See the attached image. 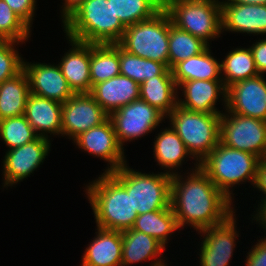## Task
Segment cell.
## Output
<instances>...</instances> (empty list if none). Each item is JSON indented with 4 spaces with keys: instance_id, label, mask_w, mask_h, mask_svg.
Listing matches in <instances>:
<instances>
[{
    "instance_id": "8",
    "label": "cell",
    "mask_w": 266,
    "mask_h": 266,
    "mask_svg": "<svg viewBox=\"0 0 266 266\" xmlns=\"http://www.w3.org/2000/svg\"><path fill=\"white\" fill-rule=\"evenodd\" d=\"M169 14L162 8L152 18L126 27L117 43L130 54L168 67Z\"/></svg>"
},
{
    "instance_id": "31",
    "label": "cell",
    "mask_w": 266,
    "mask_h": 266,
    "mask_svg": "<svg viewBox=\"0 0 266 266\" xmlns=\"http://www.w3.org/2000/svg\"><path fill=\"white\" fill-rule=\"evenodd\" d=\"M208 46L202 39L177 28L169 16L168 68L203 52Z\"/></svg>"
},
{
    "instance_id": "21",
    "label": "cell",
    "mask_w": 266,
    "mask_h": 266,
    "mask_svg": "<svg viewBox=\"0 0 266 266\" xmlns=\"http://www.w3.org/2000/svg\"><path fill=\"white\" fill-rule=\"evenodd\" d=\"M90 94L110 115L115 110L140 99V84L124 75H117L92 87Z\"/></svg>"
},
{
    "instance_id": "30",
    "label": "cell",
    "mask_w": 266,
    "mask_h": 266,
    "mask_svg": "<svg viewBox=\"0 0 266 266\" xmlns=\"http://www.w3.org/2000/svg\"><path fill=\"white\" fill-rule=\"evenodd\" d=\"M259 75L249 48H235L221 61V78L226 88L234 83Z\"/></svg>"
},
{
    "instance_id": "29",
    "label": "cell",
    "mask_w": 266,
    "mask_h": 266,
    "mask_svg": "<svg viewBox=\"0 0 266 266\" xmlns=\"http://www.w3.org/2000/svg\"><path fill=\"white\" fill-rule=\"evenodd\" d=\"M120 75L119 45L90 44V79L92 87Z\"/></svg>"
},
{
    "instance_id": "23",
    "label": "cell",
    "mask_w": 266,
    "mask_h": 266,
    "mask_svg": "<svg viewBox=\"0 0 266 266\" xmlns=\"http://www.w3.org/2000/svg\"><path fill=\"white\" fill-rule=\"evenodd\" d=\"M122 242V266H129L146 260H151L150 266L165 265L161 253L166 248L152 236L127 229L122 231Z\"/></svg>"
},
{
    "instance_id": "15",
    "label": "cell",
    "mask_w": 266,
    "mask_h": 266,
    "mask_svg": "<svg viewBox=\"0 0 266 266\" xmlns=\"http://www.w3.org/2000/svg\"><path fill=\"white\" fill-rule=\"evenodd\" d=\"M226 109L266 121V80L263 75L238 81L227 88Z\"/></svg>"
},
{
    "instance_id": "41",
    "label": "cell",
    "mask_w": 266,
    "mask_h": 266,
    "mask_svg": "<svg viewBox=\"0 0 266 266\" xmlns=\"http://www.w3.org/2000/svg\"><path fill=\"white\" fill-rule=\"evenodd\" d=\"M85 0H64L62 3V11H61V19L62 22L78 7L80 6Z\"/></svg>"
},
{
    "instance_id": "7",
    "label": "cell",
    "mask_w": 266,
    "mask_h": 266,
    "mask_svg": "<svg viewBox=\"0 0 266 266\" xmlns=\"http://www.w3.org/2000/svg\"><path fill=\"white\" fill-rule=\"evenodd\" d=\"M127 165L126 163L110 173L126 188L128 195H131L133 209L138 215L171 206L172 175L164 171L158 174L136 172Z\"/></svg>"
},
{
    "instance_id": "12",
    "label": "cell",
    "mask_w": 266,
    "mask_h": 266,
    "mask_svg": "<svg viewBox=\"0 0 266 266\" xmlns=\"http://www.w3.org/2000/svg\"><path fill=\"white\" fill-rule=\"evenodd\" d=\"M235 219L234 212L224 222L198 232L203 237L198 254L200 266H229L239 237Z\"/></svg>"
},
{
    "instance_id": "17",
    "label": "cell",
    "mask_w": 266,
    "mask_h": 266,
    "mask_svg": "<svg viewBox=\"0 0 266 266\" xmlns=\"http://www.w3.org/2000/svg\"><path fill=\"white\" fill-rule=\"evenodd\" d=\"M177 90H181L184 97L179 99L178 96V105L185 109L201 113H222L215 106L220 97L226 109L227 88L222 80H190L181 83Z\"/></svg>"
},
{
    "instance_id": "6",
    "label": "cell",
    "mask_w": 266,
    "mask_h": 266,
    "mask_svg": "<svg viewBox=\"0 0 266 266\" xmlns=\"http://www.w3.org/2000/svg\"><path fill=\"white\" fill-rule=\"evenodd\" d=\"M172 24L177 28L209 41L222 34V10L219 0H163Z\"/></svg>"
},
{
    "instance_id": "14",
    "label": "cell",
    "mask_w": 266,
    "mask_h": 266,
    "mask_svg": "<svg viewBox=\"0 0 266 266\" xmlns=\"http://www.w3.org/2000/svg\"><path fill=\"white\" fill-rule=\"evenodd\" d=\"M73 142L83 152L86 151L90 155L100 157V160L103 159L108 162V167L104 172L115 171L127 162L124 147L118 142L110 118L102 124L81 133Z\"/></svg>"
},
{
    "instance_id": "10",
    "label": "cell",
    "mask_w": 266,
    "mask_h": 266,
    "mask_svg": "<svg viewBox=\"0 0 266 266\" xmlns=\"http://www.w3.org/2000/svg\"><path fill=\"white\" fill-rule=\"evenodd\" d=\"M109 118L118 142L123 147L125 142L138 140L157 129L167 117L144 100L137 99L112 112Z\"/></svg>"
},
{
    "instance_id": "40",
    "label": "cell",
    "mask_w": 266,
    "mask_h": 266,
    "mask_svg": "<svg viewBox=\"0 0 266 266\" xmlns=\"http://www.w3.org/2000/svg\"><path fill=\"white\" fill-rule=\"evenodd\" d=\"M252 186L263 193L261 201L266 200V158L259 160Z\"/></svg>"
},
{
    "instance_id": "38",
    "label": "cell",
    "mask_w": 266,
    "mask_h": 266,
    "mask_svg": "<svg viewBox=\"0 0 266 266\" xmlns=\"http://www.w3.org/2000/svg\"><path fill=\"white\" fill-rule=\"evenodd\" d=\"M245 266H266V237L260 238L247 252Z\"/></svg>"
},
{
    "instance_id": "4",
    "label": "cell",
    "mask_w": 266,
    "mask_h": 266,
    "mask_svg": "<svg viewBox=\"0 0 266 266\" xmlns=\"http://www.w3.org/2000/svg\"><path fill=\"white\" fill-rule=\"evenodd\" d=\"M260 158L254 154L219 144L199 163L200 169L230 200L233 186L243 182L253 184ZM232 195V196H231Z\"/></svg>"
},
{
    "instance_id": "20",
    "label": "cell",
    "mask_w": 266,
    "mask_h": 266,
    "mask_svg": "<svg viewBox=\"0 0 266 266\" xmlns=\"http://www.w3.org/2000/svg\"><path fill=\"white\" fill-rule=\"evenodd\" d=\"M24 116L40 137L50 139L48 133L54 137L61 134L62 104L57 101L30 93Z\"/></svg>"
},
{
    "instance_id": "2",
    "label": "cell",
    "mask_w": 266,
    "mask_h": 266,
    "mask_svg": "<svg viewBox=\"0 0 266 266\" xmlns=\"http://www.w3.org/2000/svg\"><path fill=\"white\" fill-rule=\"evenodd\" d=\"M62 23L66 38L89 44H117L126 29L112 0H85Z\"/></svg>"
},
{
    "instance_id": "39",
    "label": "cell",
    "mask_w": 266,
    "mask_h": 266,
    "mask_svg": "<svg viewBox=\"0 0 266 266\" xmlns=\"http://www.w3.org/2000/svg\"><path fill=\"white\" fill-rule=\"evenodd\" d=\"M259 74L266 73V38L257 40L250 46Z\"/></svg>"
},
{
    "instance_id": "16",
    "label": "cell",
    "mask_w": 266,
    "mask_h": 266,
    "mask_svg": "<svg viewBox=\"0 0 266 266\" xmlns=\"http://www.w3.org/2000/svg\"><path fill=\"white\" fill-rule=\"evenodd\" d=\"M23 70L29 79L30 93L61 104L74 95L58 64L23 62Z\"/></svg>"
},
{
    "instance_id": "24",
    "label": "cell",
    "mask_w": 266,
    "mask_h": 266,
    "mask_svg": "<svg viewBox=\"0 0 266 266\" xmlns=\"http://www.w3.org/2000/svg\"><path fill=\"white\" fill-rule=\"evenodd\" d=\"M157 135L153 142V155L157 165L167 174L179 173L178 169L180 170L185 158L195 160L171 125L164 130L162 129Z\"/></svg>"
},
{
    "instance_id": "19",
    "label": "cell",
    "mask_w": 266,
    "mask_h": 266,
    "mask_svg": "<svg viewBox=\"0 0 266 266\" xmlns=\"http://www.w3.org/2000/svg\"><path fill=\"white\" fill-rule=\"evenodd\" d=\"M72 46L58 66L74 94L90 93V44L67 38Z\"/></svg>"
},
{
    "instance_id": "26",
    "label": "cell",
    "mask_w": 266,
    "mask_h": 266,
    "mask_svg": "<svg viewBox=\"0 0 266 266\" xmlns=\"http://www.w3.org/2000/svg\"><path fill=\"white\" fill-rule=\"evenodd\" d=\"M178 90L172 75H157L140 84V99L166 117L178 104Z\"/></svg>"
},
{
    "instance_id": "22",
    "label": "cell",
    "mask_w": 266,
    "mask_h": 266,
    "mask_svg": "<svg viewBox=\"0 0 266 266\" xmlns=\"http://www.w3.org/2000/svg\"><path fill=\"white\" fill-rule=\"evenodd\" d=\"M86 247L81 266H122V231L98 228Z\"/></svg>"
},
{
    "instance_id": "11",
    "label": "cell",
    "mask_w": 266,
    "mask_h": 266,
    "mask_svg": "<svg viewBox=\"0 0 266 266\" xmlns=\"http://www.w3.org/2000/svg\"><path fill=\"white\" fill-rule=\"evenodd\" d=\"M51 140L38 136L20 147L7 150L3 157V188L12 187L29 177L48 156Z\"/></svg>"
},
{
    "instance_id": "34",
    "label": "cell",
    "mask_w": 266,
    "mask_h": 266,
    "mask_svg": "<svg viewBox=\"0 0 266 266\" xmlns=\"http://www.w3.org/2000/svg\"><path fill=\"white\" fill-rule=\"evenodd\" d=\"M37 137L24 115L0 120V138L8 150L29 143Z\"/></svg>"
},
{
    "instance_id": "32",
    "label": "cell",
    "mask_w": 266,
    "mask_h": 266,
    "mask_svg": "<svg viewBox=\"0 0 266 266\" xmlns=\"http://www.w3.org/2000/svg\"><path fill=\"white\" fill-rule=\"evenodd\" d=\"M120 74L138 84L157 75H172L171 70L161 62L130 54L119 46Z\"/></svg>"
},
{
    "instance_id": "5",
    "label": "cell",
    "mask_w": 266,
    "mask_h": 266,
    "mask_svg": "<svg viewBox=\"0 0 266 266\" xmlns=\"http://www.w3.org/2000/svg\"><path fill=\"white\" fill-rule=\"evenodd\" d=\"M167 117L196 163L219 144L221 113L194 112L177 104Z\"/></svg>"
},
{
    "instance_id": "33",
    "label": "cell",
    "mask_w": 266,
    "mask_h": 266,
    "mask_svg": "<svg viewBox=\"0 0 266 266\" xmlns=\"http://www.w3.org/2000/svg\"><path fill=\"white\" fill-rule=\"evenodd\" d=\"M115 16L125 27L152 18L163 8V0H112Z\"/></svg>"
},
{
    "instance_id": "42",
    "label": "cell",
    "mask_w": 266,
    "mask_h": 266,
    "mask_svg": "<svg viewBox=\"0 0 266 266\" xmlns=\"http://www.w3.org/2000/svg\"><path fill=\"white\" fill-rule=\"evenodd\" d=\"M252 216L254 218H252V220H256V223L258 222V224L262 226L261 228L266 230V200L261 201L260 204H258V208Z\"/></svg>"
},
{
    "instance_id": "28",
    "label": "cell",
    "mask_w": 266,
    "mask_h": 266,
    "mask_svg": "<svg viewBox=\"0 0 266 266\" xmlns=\"http://www.w3.org/2000/svg\"><path fill=\"white\" fill-rule=\"evenodd\" d=\"M131 229L152 236L164 247H166L170 239V234H174L176 230H182L178 227L171 206L169 208L138 215Z\"/></svg>"
},
{
    "instance_id": "9",
    "label": "cell",
    "mask_w": 266,
    "mask_h": 266,
    "mask_svg": "<svg viewBox=\"0 0 266 266\" xmlns=\"http://www.w3.org/2000/svg\"><path fill=\"white\" fill-rule=\"evenodd\" d=\"M221 113L219 142L227 147L266 156V121L229 112Z\"/></svg>"
},
{
    "instance_id": "13",
    "label": "cell",
    "mask_w": 266,
    "mask_h": 266,
    "mask_svg": "<svg viewBox=\"0 0 266 266\" xmlns=\"http://www.w3.org/2000/svg\"><path fill=\"white\" fill-rule=\"evenodd\" d=\"M109 115L90 93L74 94L62 104L61 135L74 140L81 133L105 122ZM64 135V136H63Z\"/></svg>"
},
{
    "instance_id": "3",
    "label": "cell",
    "mask_w": 266,
    "mask_h": 266,
    "mask_svg": "<svg viewBox=\"0 0 266 266\" xmlns=\"http://www.w3.org/2000/svg\"><path fill=\"white\" fill-rule=\"evenodd\" d=\"M101 174L85 187L97 227L114 231L131 229L138 216L131 195L110 172Z\"/></svg>"
},
{
    "instance_id": "37",
    "label": "cell",
    "mask_w": 266,
    "mask_h": 266,
    "mask_svg": "<svg viewBox=\"0 0 266 266\" xmlns=\"http://www.w3.org/2000/svg\"><path fill=\"white\" fill-rule=\"evenodd\" d=\"M30 28L36 10V0H4Z\"/></svg>"
},
{
    "instance_id": "35",
    "label": "cell",
    "mask_w": 266,
    "mask_h": 266,
    "mask_svg": "<svg viewBox=\"0 0 266 266\" xmlns=\"http://www.w3.org/2000/svg\"><path fill=\"white\" fill-rule=\"evenodd\" d=\"M31 31V28L12 11L10 6L4 0H0V37L22 45L31 37Z\"/></svg>"
},
{
    "instance_id": "43",
    "label": "cell",
    "mask_w": 266,
    "mask_h": 266,
    "mask_svg": "<svg viewBox=\"0 0 266 266\" xmlns=\"http://www.w3.org/2000/svg\"><path fill=\"white\" fill-rule=\"evenodd\" d=\"M220 3L266 4V0H220Z\"/></svg>"
},
{
    "instance_id": "25",
    "label": "cell",
    "mask_w": 266,
    "mask_h": 266,
    "mask_svg": "<svg viewBox=\"0 0 266 266\" xmlns=\"http://www.w3.org/2000/svg\"><path fill=\"white\" fill-rule=\"evenodd\" d=\"M208 46L203 52L177 63L172 69V76L178 87L190 80H222L221 63L218 62Z\"/></svg>"
},
{
    "instance_id": "36",
    "label": "cell",
    "mask_w": 266,
    "mask_h": 266,
    "mask_svg": "<svg viewBox=\"0 0 266 266\" xmlns=\"http://www.w3.org/2000/svg\"><path fill=\"white\" fill-rule=\"evenodd\" d=\"M15 45L19 42L11 40L0 41V84L11 79L23 70V58ZM16 49V50H15Z\"/></svg>"
},
{
    "instance_id": "1",
    "label": "cell",
    "mask_w": 266,
    "mask_h": 266,
    "mask_svg": "<svg viewBox=\"0 0 266 266\" xmlns=\"http://www.w3.org/2000/svg\"><path fill=\"white\" fill-rule=\"evenodd\" d=\"M188 176L172 175L170 205L179 228L191 226L196 232L224 222L234 213V205L193 163Z\"/></svg>"
},
{
    "instance_id": "18",
    "label": "cell",
    "mask_w": 266,
    "mask_h": 266,
    "mask_svg": "<svg viewBox=\"0 0 266 266\" xmlns=\"http://www.w3.org/2000/svg\"><path fill=\"white\" fill-rule=\"evenodd\" d=\"M222 32L266 35V4L221 3Z\"/></svg>"
},
{
    "instance_id": "27",
    "label": "cell",
    "mask_w": 266,
    "mask_h": 266,
    "mask_svg": "<svg viewBox=\"0 0 266 266\" xmlns=\"http://www.w3.org/2000/svg\"><path fill=\"white\" fill-rule=\"evenodd\" d=\"M30 94L29 79L24 70L0 84V120L24 115Z\"/></svg>"
}]
</instances>
